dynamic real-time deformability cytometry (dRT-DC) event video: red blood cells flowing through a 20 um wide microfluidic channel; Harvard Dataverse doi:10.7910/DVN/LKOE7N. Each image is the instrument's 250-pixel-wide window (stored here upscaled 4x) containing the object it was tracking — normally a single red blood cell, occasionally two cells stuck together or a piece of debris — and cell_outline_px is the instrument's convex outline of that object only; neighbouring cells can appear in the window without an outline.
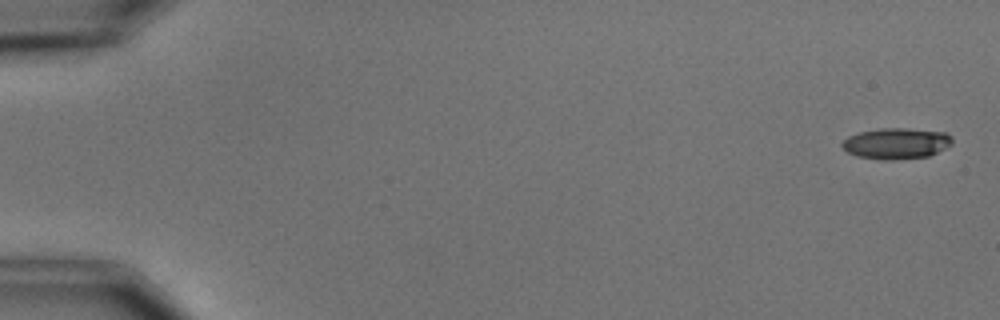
{"species": "common noctule bat (a hibernating species)", "species_latin": "Nyctalus noctula", "temperature_condition": "cold", "stored_images_in_passage": 6, "camera_frame_rate_fps": 3000, "um_per_image_px": 0.085, "animal": {"sex": "male", "body_mass_g": 15.6}, "frame": {"image": 1, "passage_image": 1, "time_ms": 0.0, "image_size_px": [1000, 320], "cell_outline_px": [[952, 144], [928, 156], [892, 160], [884, 160], [856, 156], [848, 152], [840, 144], [848, 136], [860, 132], [880, 128], [904, 128], [944, 132], [952, 136]], "centroid_in_image_um": [76.17, 12.19], "position_along_channel_um": 8.8, "area_um2": 19.77}}
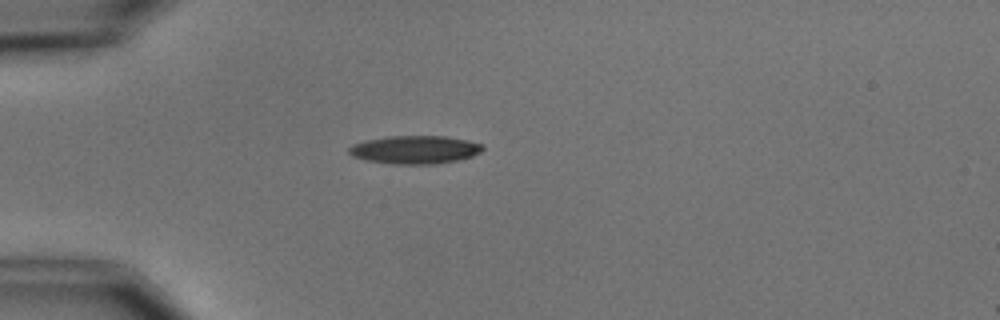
{"frame": {"image": 2, "passage_image": 5, "time_ms": 4.667, "image_size_px": [1000, 320], "cell_outline_px": [[484, 148], [480, 152], [472, 156], [456, 160], [432, 164], [392, 164], [364, 160], [352, 156], [348, 152], [348, 148], [352, 144], [364, 140], [388, 136], [444, 136], [484, 144]], "centroid_in_image_um": [35.21, 12.72], "position_along_channel_um": 49.8, "area_um2": 21.96}}